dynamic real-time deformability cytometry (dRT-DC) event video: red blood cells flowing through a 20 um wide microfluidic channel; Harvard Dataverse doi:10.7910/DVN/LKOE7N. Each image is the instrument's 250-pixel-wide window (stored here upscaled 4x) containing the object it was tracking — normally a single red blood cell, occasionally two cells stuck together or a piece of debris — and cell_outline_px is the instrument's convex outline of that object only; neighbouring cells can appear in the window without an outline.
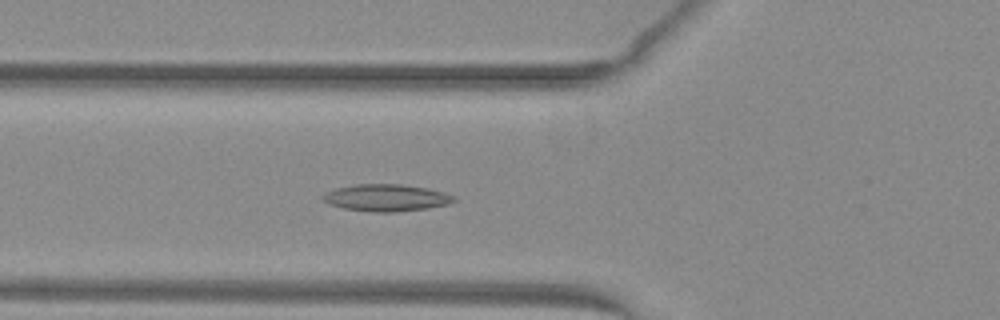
{"species": "common noctule bat (a hibernating species)", "species_latin": "Nyctalus noctula", "temperature_condition": "warm", "stored_images_in_passage": 41, "camera_frame_rate_fps": 3000, "um_per_image_px": 0.085, "animal": {"sex": "female", "body_mass_g": 29.2, "forearm_length_mm": 56.3}, "frame": {"image": 1, "passage_image": 9, "time_ms": 2.667, "image_size_px": [1000, 320], "cell_outline_px": [[456, 200], [448, 204], [428, 208], [392, 212], [372, 212], [344, 208], [328, 204], [320, 200], [320, 196], [324, 192], [336, 188], [356, 184], [400, 184], [428, 188], [444, 192], [456, 196]], "centroid_in_image_um": [32.79, 16.8], "position_along_channel_um": 93.0, "area_um2": 20.81}}
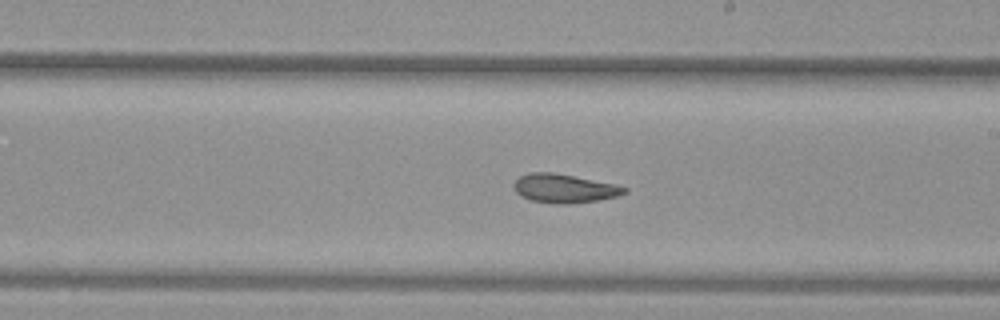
{"frame": {"image": 2, "passage_image": 20, "time_ms": 6.333, "image_size_px": [1000, 320], "cell_outline_px": [[628, 192], [616, 196], [596, 200], [564, 204], [556, 204], [528, 200], [520, 196], [512, 188], [512, 184], [520, 176], [528, 172], [552, 172], [616, 184], [628, 188]], "centroid_in_image_um": [47.91, 16.01], "position_along_channel_um": 241.1, "area_um2": 18.61}}
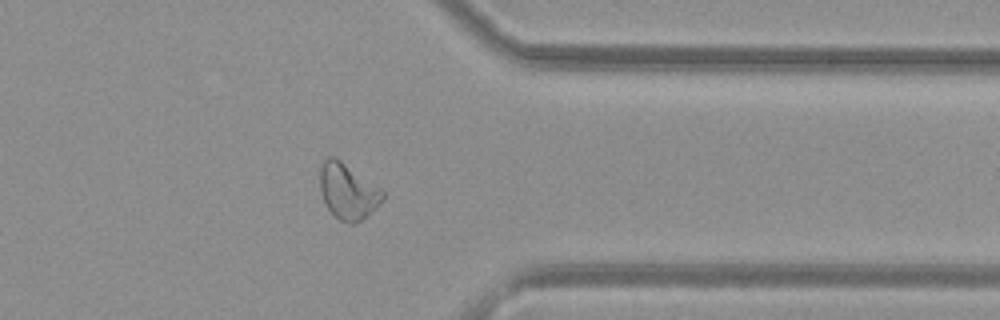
{"frame": {"image": 3, "passage_image": 31, "time_ms": 10.0, "image_size_px": [1000, 320], "cell_outline_px": [[384, 196], [376, 208], [356, 224], [348, 224], [340, 220], [324, 204], [320, 192], [320, 164], [328, 156], [332, 156], [340, 160], [380, 188], [384, 192]], "centroid_in_image_um": [29.53, 16.27], "position_along_channel_um": 381.9, "area_um2": 20.23}, "authors_computed_cell_mechanics": {"area_um2": 19.2474, "velocity_mm_per_s": 4.0318, "shape_relaxation_time_tau1_ms": null, "shape_relaxation_time_tau2_ms": 2.9962, "deformation_change_tau1": null, "deformation_change_tau2": 0.0929}}